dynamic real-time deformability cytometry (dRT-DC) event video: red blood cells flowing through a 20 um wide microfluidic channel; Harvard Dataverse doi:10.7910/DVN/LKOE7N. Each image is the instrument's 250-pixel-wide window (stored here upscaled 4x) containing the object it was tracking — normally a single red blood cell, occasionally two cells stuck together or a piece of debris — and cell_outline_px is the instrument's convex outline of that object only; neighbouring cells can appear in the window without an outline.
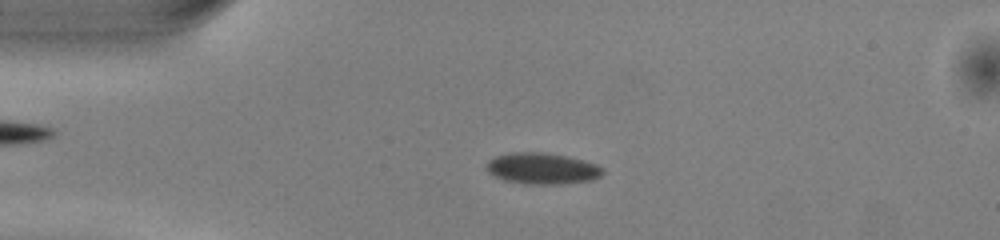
{"species": "common noctule bat (a hibernating species)", "species_latin": "Nyctalus noctula", "temperature_condition": "warm", "stored_images_in_passage": 13, "camera_frame_rate_fps": 3000, "um_per_image_px": 0.085, "animal": {"sex": "male", "body_mass_g": 13.0, "forearm_length_mm": 53.1}, "frame": {"image": 1, "passage_image": 11, "time_ms": 3.333, "image_size_px": [1000, 240], "cell_outline_px": [[604, 172], [600, 176], [592, 180], [564, 184], [524, 184], [504, 180], [488, 172], [484, 168], [488, 160], [496, 156], [512, 152], [540, 152], [564, 156], [584, 160], [596, 164], [604, 168]], "centroid_in_image_um": [46.08, 14.33], "position_along_channel_um": 38.9, "area_um2": 21.27}}